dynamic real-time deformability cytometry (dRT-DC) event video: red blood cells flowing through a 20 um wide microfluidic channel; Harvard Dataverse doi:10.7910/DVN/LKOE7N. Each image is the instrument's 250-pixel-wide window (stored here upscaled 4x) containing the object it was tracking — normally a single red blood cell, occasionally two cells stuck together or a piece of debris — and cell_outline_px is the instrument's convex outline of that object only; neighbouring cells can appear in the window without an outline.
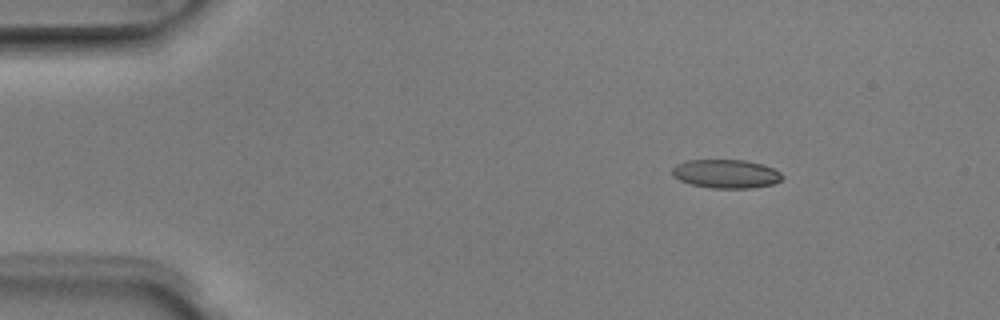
{"species": "Egyptian fruit bat (a non-hibernating species)", "species_latin": "Rousettus aegyptiacus", "temperature_condition": "room temperature", "stored_images_in_passage": 6, "camera_frame_rate_fps": 3000, "um_per_image_px": 0.085, "animal": {"sex": "male"}, "frame": {"image": 1, "passage_image": 3, "time_ms": 0.667, "image_size_px": [1000, 320], "cell_outline_px": [[784, 176], [780, 180], [772, 184], [752, 188], [712, 188], [692, 184], [680, 180], [672, 176], [672, 168], [676, 164], [688, 160], [744, 160], [764, 164], [780, 172]], "centroid_in_image_um": [61.71, 14.77], "position_along_channel_um": 23.3, "area_um2": 18.38}}
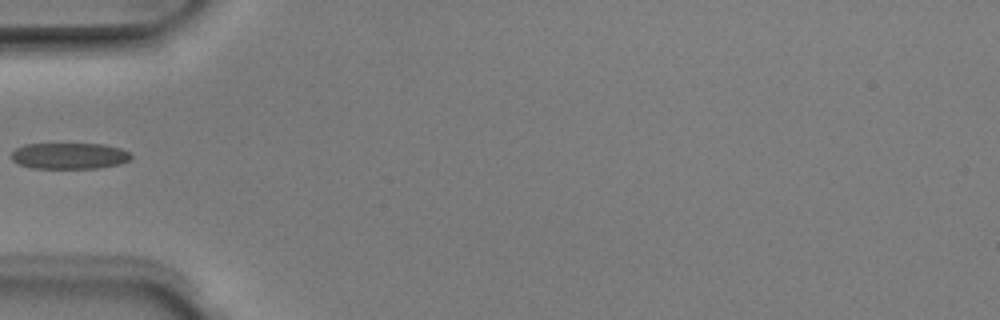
{"frame": {"image": 2, "passage_image": 5, "time_ms": 1.333, "image_size_px": [1000, 320], "cell_outline_px": [[132, 156], [128, 160], [120, 164], [96, 168], [32, 168], [20, 164], [12, 160], [12, 152], [16, 148], [24, 144], [104, 144], [120, 148], [128, 152]], "centroid_in_image_um": [5.89, 13.24], "position_along_channel_um": 79.1, "area_um2": 18.15}}
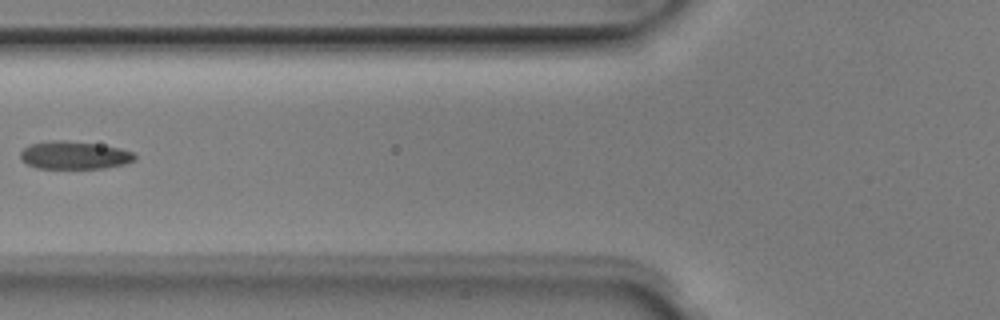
{"frame": {"image": 3, "passage_image": 6, "time_ms": 1.667, "image_size_px": [1000, 320], "cell_outline_px": [[136, 160], [124, 164], [104, 168], [36, 168], [20, 160], [20, 152], [24, 148], [32, 144], [52, 140], [64, 140], [96, 144], [120, 148], [132, 152], [136, 156]], "centroid_in_image_um": [6.31, 13.2], "position_along_channel_um": 119.5, "area_um2": 18.5}}